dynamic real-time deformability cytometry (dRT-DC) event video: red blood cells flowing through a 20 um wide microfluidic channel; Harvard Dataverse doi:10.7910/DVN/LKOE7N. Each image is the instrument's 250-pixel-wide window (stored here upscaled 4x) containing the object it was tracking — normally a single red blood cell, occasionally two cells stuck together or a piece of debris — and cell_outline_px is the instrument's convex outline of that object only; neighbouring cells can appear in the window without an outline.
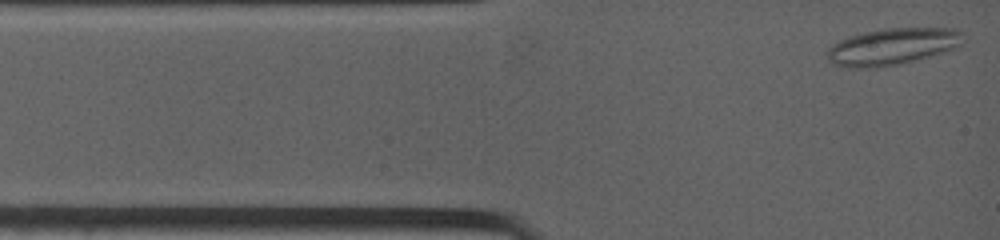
{"species": "common noctule bat (a hibernating species)", "species_latin": "Nyctalus noctula", "temperature_condition": "warm", "stored_images_in_passage": 6, "camera_frame_rate_fps": 4500, "um_per_image_px": 0.085, "animal": {"sex": "female", "body_mass_g": 19.0, "forearm_length_mm": 53.3}, "frame": {"image": 1, "passage_image": 1, "time_ms": 0.0, "image_size_px": [1000, 240], "cell_outline_px": [[964, 32], [960, 44], [956, 48], [944, 52], [916, 60], [900, 64], [876, 68], [848, 68], [832, 64], [828, 60], [824, 52], [832, 44], [848, 36], [864, 32], [884, 28], [956, 28]], "centroid_in_image_um": [75.81, 3.96], "position_along_channel_um": 9.2, "area_um2": 29.54}}
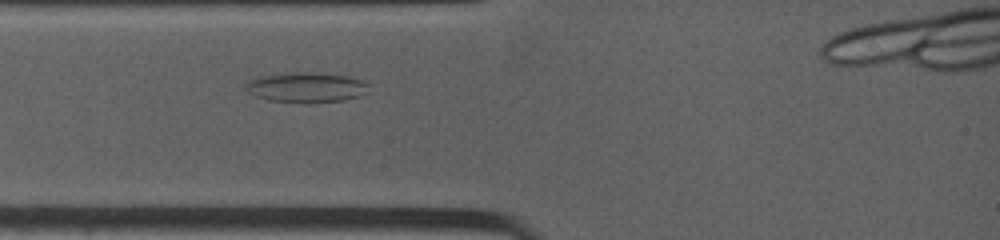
{"frame": {"image": 2, "passage_image": 5, "time_ms": 2.222, "image_size_px": [1000, 240], "cell_outline_px": [[372, 84], [360, 96], [344, 100], [268, 100], [256, 96], [248, 92], [244, 88], [244, 84], [248, 80], [260, 76], [284, 72], [320, 72], [348, 76], [364, 80]], "centroid_in_image_um": [26.03, 7.36], "position_along_channel_um": 59.0, "area_um2": 21.15}}